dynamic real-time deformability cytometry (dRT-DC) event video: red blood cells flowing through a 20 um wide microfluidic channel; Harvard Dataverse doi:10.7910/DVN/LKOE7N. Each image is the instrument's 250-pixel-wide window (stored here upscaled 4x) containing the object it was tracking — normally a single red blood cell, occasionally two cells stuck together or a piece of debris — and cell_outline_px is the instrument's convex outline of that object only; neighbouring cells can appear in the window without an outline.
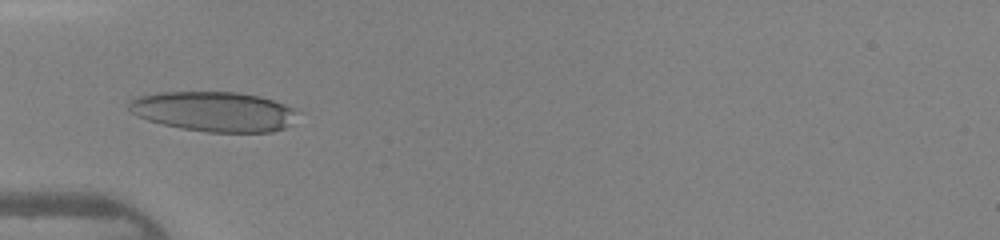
{"species": "human", "species_latin": "Homo sapiens", "temperature_condition": "warm", "stored_images_in_passage": 32, "camera_frame_rate_fps": 3000, "um_per_image_px": 0.085, "donor": {"sex": "female"}, "frame": {"image": 1, "passage_image": 1, "time_ms": 0.0, "image_size_px": [1000, 240], "cell_outline_px": [[300, 112], [284, 128], [272, 132], [208, 132], [184, 128], [164, 124], [148, 120], [136, 116], [128, 108], [128, 104], [136, 96], [156, 92], [240, 92], [260, 96], [284, 104]], "centroid_in_image_um": [18.17, 9.47], "position_along_channel_um": 66.8, "area_um2": 39.13}}
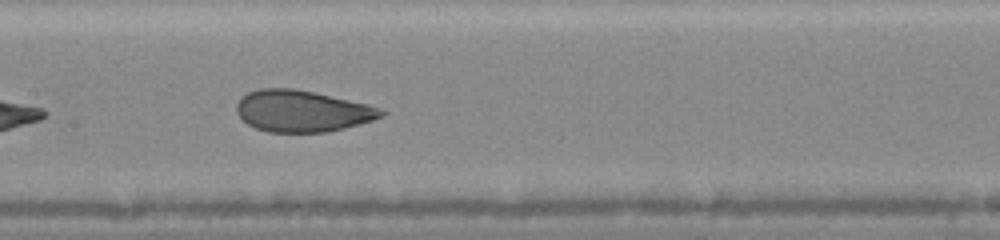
{"frame": {"image": 2, "passage_image": 9, "time_ms": 2.667, "image_size_px": [1000, 240], "cell_outline_px": [[384, 116], [372, 120], [344, 128], [324, 132], [268, 132], [256, 128], [248, 124], [236, 112], [236, 104], [248, 92], [260, 88], [292, 88], [312, 92], [368, 104], [380, 108], [384, 112]], "centroid_in_image_um": [25.67, 9.44], "position_along_channel_um": 181.7, "area_um2": 34.62}}
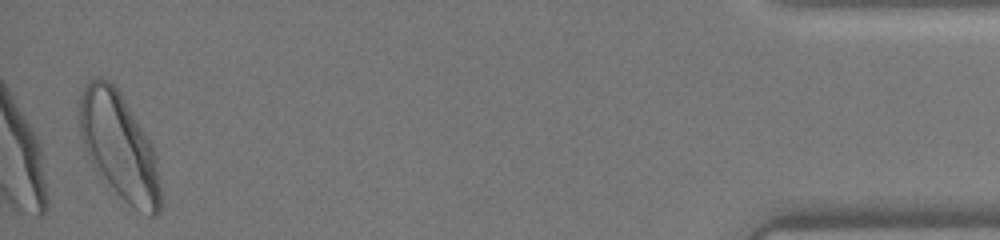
{"frame": {"image": 3, "passage_image": 31, "time_ms": 10.0, "image_size_px": [1000, 240], "cell_outline_px": [[160, 212], [156, 216], [148, 216], [124, 200], [116, 192], [88, 156], [80, 136], [80, 92], [84, 84], [88, 80], [96, 76], [100, 76], [108, 80], [120, 92], [152, 144], [156, 156], [160, 188]], "centroid_in_image_um": [10.13, 12.37], "position_along_channel_um": 425.1, "area_um2": 49.53}, "authors_computed_cell_mechanics": {"area_um2": 36.1828, "velocity_mm_per_s": 4.3426, "shape_relaxation_time_tau1_ms": 2.5987, "shape_relaxation_time_tau2_ms": 0.8434, "deformation_change_tau1": 0.1297, "deformation_change_tau2": 0.0747}}